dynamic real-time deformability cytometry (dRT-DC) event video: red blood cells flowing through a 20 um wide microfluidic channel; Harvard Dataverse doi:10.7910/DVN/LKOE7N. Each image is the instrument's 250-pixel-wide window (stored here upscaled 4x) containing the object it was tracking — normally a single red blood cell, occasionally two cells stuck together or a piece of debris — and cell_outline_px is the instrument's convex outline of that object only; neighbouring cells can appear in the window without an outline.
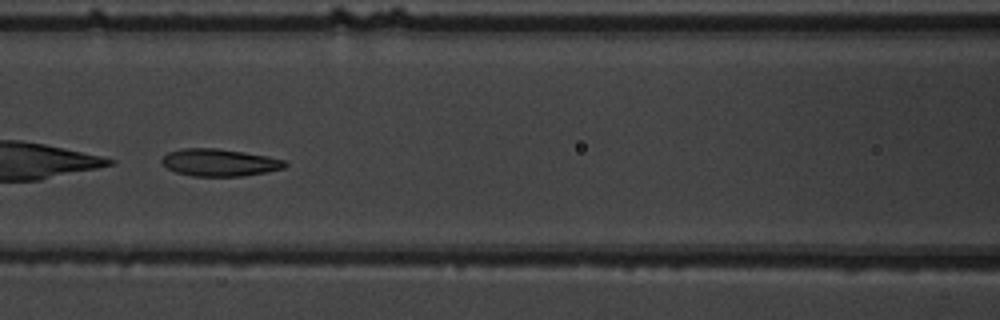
{"species": "common noctule bat (a hibernating species)", "species_latin": "Nyctalus noctula", "temperature_condition": "warm", "stored_images_in_passage": 52, "camera_frame_rate_fps": 3000, "um_per_image_px": 0.085, "animal": {"sex": "male", "body_mass_g": 19.5, "forearm_length_mm": 54.6}, "frame": {"image": 1, "passage_image": 23, "time_ms": 7.333, "image_size_px": [1000, 320], "cell_outline_px": [[288, 164], [284, 168], [268, 172], [244, 176], [192, 176], [176, 172], [168, 168], [160, 160], [168, 152], [180, 148], [216, 148], [244, 152], [268, 156], [284, 160]], "centroid_in_image_um": [18.67, 13.81], "position_along_channel_um": 147.9, "area_um2": 19.65}}
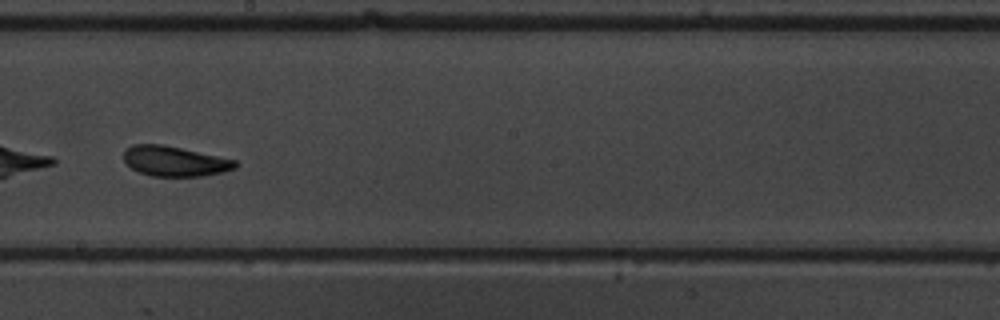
{"frame": {"image": 2, "passage_image": 30, "time_ms": 9.667, "image_size_px": [1000, 320], "cell_outline_px": [[240, 164], [236, 168], [204, 176], [152, 176], [140, 172], [132, 168], [124, 160], [124, 152], [132, 144], [160, 144], [180, 148], [236, 160]], "centroid_in_image_um": [14.86, 13.7], "position_along_channel_um": 233.3, "area_um2": 19.31}}
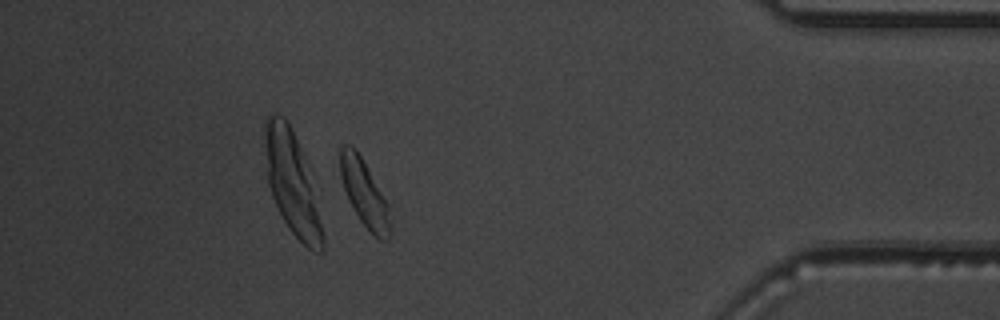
{"frame": {"image": 3, "passage_image": 47, "time_ms": 15.333, "image_size_px": [1000, 320], "cell_outline_px": [[392, 232], [388, 240], [380, 240], [372, 236], [360, 220], [348, 200], [340, 176], [340, 148], [344, 144], [348, 144], [356, 148], [392, 204]], "centroid_in_image_um": [31.07, 16.48], "position_along_channel_um": 404.1, "area_um2": 20.69}, "authors_computed_cell_mechanics": {"area_um2": 19.7387, "velocity_mm_per_s": 3.6744, "shape_relaxation_time_tau1_ms": 2.9015, "shape_relaxation_time_tau2_ms": 2.3226, "deformation_change_tau1": 0.1306, "deformation_change_tau2": 0.0982}}